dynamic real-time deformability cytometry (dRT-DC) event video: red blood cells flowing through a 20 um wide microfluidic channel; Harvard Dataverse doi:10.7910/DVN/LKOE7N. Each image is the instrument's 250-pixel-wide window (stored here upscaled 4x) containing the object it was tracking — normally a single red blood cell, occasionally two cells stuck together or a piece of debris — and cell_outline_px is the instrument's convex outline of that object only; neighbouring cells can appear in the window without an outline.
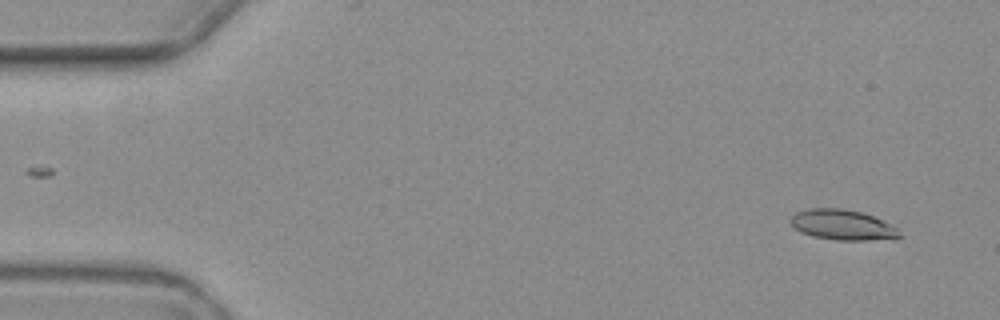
{"species": "common noctule bat (a hibernating species)", "species_latin": "Nyctalus noctula", "temperature_condition": "warm", "stored_images_in_passage": 3, "camera_frame_rate_fps": 3000, "um_per_image_px": 0.085, "animal": {"sex": "female", "body_mass_g": 19.3, "forearm_length_mm": 54.1}, "frame": {"image": 1, "passage_image": 1, "time_ms": 0.0, "image_size_px": [1000, 320], "cell_outline_px": [[904, 236], [896, 240], [836, 240], [812, 236], [800, 232], [788, 220], [796, 212], [808, 208], [840, 208], [860, 212], [872, 216], [892, 224]], "centroid_in_image_um": [71.67, 19.13], "position_along_channel_um": 13.3, "area_um2": 19.54}}